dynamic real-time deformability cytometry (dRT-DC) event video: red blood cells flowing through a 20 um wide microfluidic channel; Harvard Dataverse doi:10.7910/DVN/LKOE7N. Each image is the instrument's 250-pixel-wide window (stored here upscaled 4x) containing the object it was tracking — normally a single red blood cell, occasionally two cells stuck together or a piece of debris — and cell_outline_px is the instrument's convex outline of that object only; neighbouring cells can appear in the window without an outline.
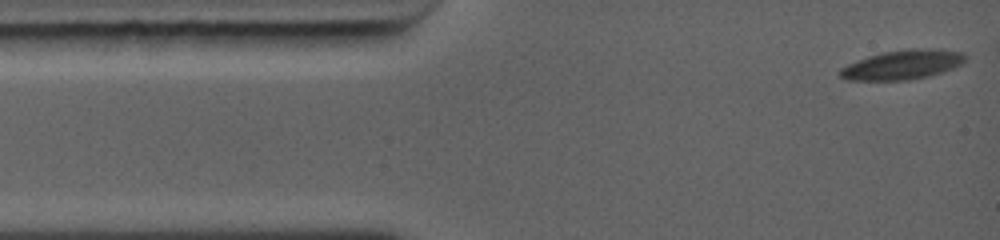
{"species": "common noctule bat (a hibernating species)", "species_latin": "Nyctalus noctula", "temperature_condition": "warm", "stored_images_in_passage": 18, "camera_frame_rate_fps": 5000, "um_per_image_px": 0.085, "animal": {"sex": "female", "body_mass_g": 19.0, "forearm_length_mm": 56.7}, "frame": {"image": 1, "passage_image": 1, "time_ms": 0.0, "image_size_px": [1000, 240], "cell_outline_px": [[968, 56], [960, 64], [952, 68], [928, 76], [908, 80], [848, 80], [840, 76], [840, 68], [848, 64], [868, 56], [884, 52], [908, 48], [940, 48], [964, 52]], "centroid_in_image_um": [76.75, 5.48], "position_along_channel_um": 8.3, "area_um2": 21.5}}
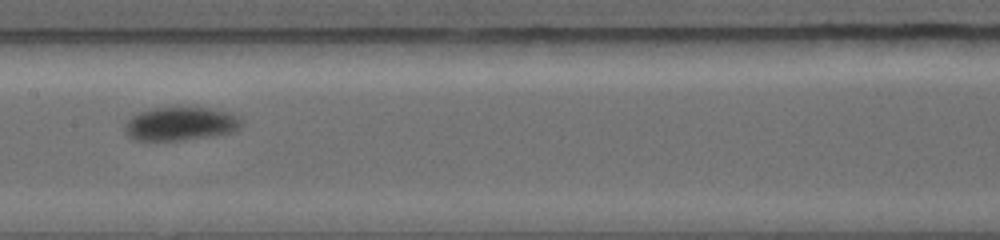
{"frame": {"image": 2, "passage_image": 12, "time_ms": 5.8, "image_size_px": [1000, 240], "cell_outline_px": [[240, 128], [232, 132], [212, 136], [184, 140], [132, 140], [124, 132], [124, 128], [128, 120], [132, 116], [140, 112], [152, 108], [176, 104], [212, 108], [236, 116], [240, 120]], "centroid_in_image_um": [15.29, 10.48], "position_along_channel_um": 192.1, "area_um2": 23.35}}
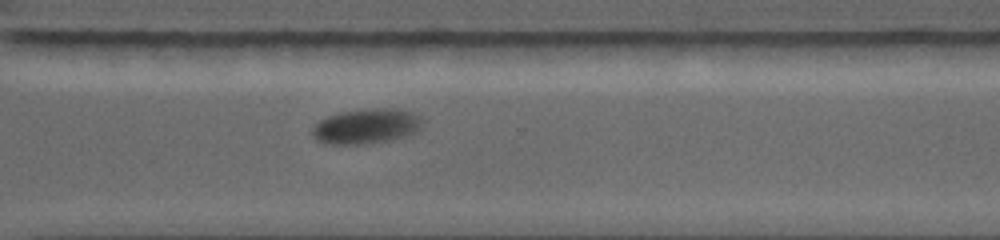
{"frame": {"image": 3, "passage_image": 18, "time_ms": 9.2, "image_size_px": [1000, 240], "cell_outline_px": [[420, 128], [416, 132], [404, 136], [388, 140], [360, 144], [328, 144], [316, 140], [312, 136], [312, 128], [320, 120], [328, 116], [344, 112], [372, 108], [384, 108], [408, 112], [420, 116]], "centroid_in_image_um": [31.08, 10.74], "position_along_channel_um": 339.5, "area_um2": 21.91}}